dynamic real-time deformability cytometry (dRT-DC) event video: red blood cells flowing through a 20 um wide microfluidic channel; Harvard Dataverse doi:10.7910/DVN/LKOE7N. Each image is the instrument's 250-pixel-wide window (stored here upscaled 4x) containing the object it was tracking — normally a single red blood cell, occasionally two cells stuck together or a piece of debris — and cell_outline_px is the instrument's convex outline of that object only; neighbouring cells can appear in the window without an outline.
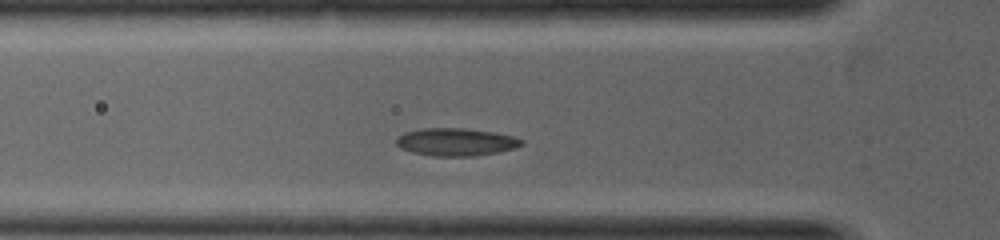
{"species": "common noctule bat (a hibernating species)", "species_latin": "Nyctalus noctula", "temperature_condition": "warm", "stored_images_in_passage": 11, "segment_of_instrument_passage": [1, 2], "camera_frame_rate_fps": 5000, "um_per_image_px": 0.085, "animal": {"sex": "female", "body_mass_g": 19.0, "forearm_length_mm": 53.3}, "frame": {"image": 1, "passage_image": 4, "time_ms": 1.0, "image_size_px": [1000, 240], "cell_outline_px": [[524, 144], [500, 152], [476, 156], [432, 156], [412, 152], [400, 148], [396, 144], [396, 136], [404, 132], [420, 128], [464, 128], [496, 132], [512, 136], [524, 140]], "centroid_in_image_um": [38.73, 12.06], "position_along_channel_um": 87.1, "area_um2": 20.46}}
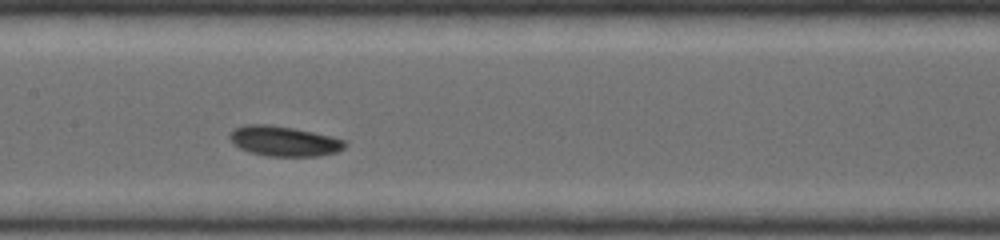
{"frame": {"image": 2, "passage_image": 7, "time_ms": 2.2, "image_size_px": [1000, 240], "cell_outline_px": [[348, 140], [344, 148], [336, 152], [320, 156], [268, 156], [252, 152], [240, 148], [232, 144], [228, 136], [236, 128], [244, 124], [272, 124], [332, 136]], "centroid_in_image_um": [24.16, 11.99], "position_along_channel_um": 183.2, "area_um2": 20.23}}
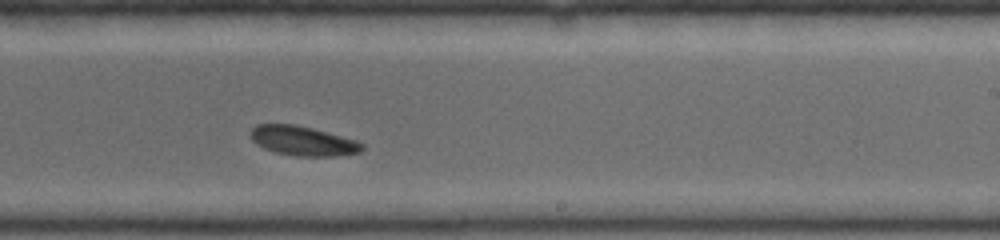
{"frame": {"image": 3, "passage_image": 10, "time_ms": 3.2, "image_size_px": [1000, 240], "cell_outline_px": [[364, 148], [360, 152], [336, 156], [296, 156], [276, 152], [264, 148], [256, 144], [252, 140], [248, 132], [256, 124], [296, 124], [312, 128], [356, 140], [364, 144]], "centroid_in_image_um": [25.72, 11.97], "position_along_channel_um": 263.3, "area_um2": 19.25}}